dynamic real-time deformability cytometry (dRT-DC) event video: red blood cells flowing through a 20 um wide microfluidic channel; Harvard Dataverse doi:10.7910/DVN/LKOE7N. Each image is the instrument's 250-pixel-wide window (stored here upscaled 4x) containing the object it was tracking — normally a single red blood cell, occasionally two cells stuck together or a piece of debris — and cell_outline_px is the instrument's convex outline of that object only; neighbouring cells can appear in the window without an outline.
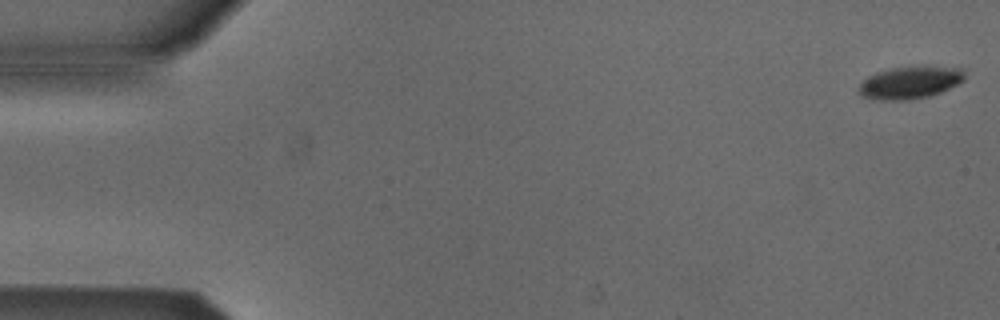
{"species": "Egyptian fruit bat (a non-hibernating species)", "species_latin": "Rousettus aegyptiacus", "temperature_condition": "cold", "stored_images_in_passage": 53, "camera_frame_rate_fps": 3000, "um_per_image_px": 0.085, "animal": {"sex": "male"}, "frame": {"image": 1, "passage_image": 1, "time_ms": 0.0, "image_size_px": [1000, 320], "cell_outline_px": [[964, 80], [940, 92], [928, 96], [908, 100], [872, 100], [864, 96], [860, 92], [860, 84], [868, 76], [876, 72], [888, 68], [960, 68], [964, 72]], "centroid_in_image_um": [77.29, 7.05], "position_along_channel_um": 7.7, "area_um2": 19.25}}
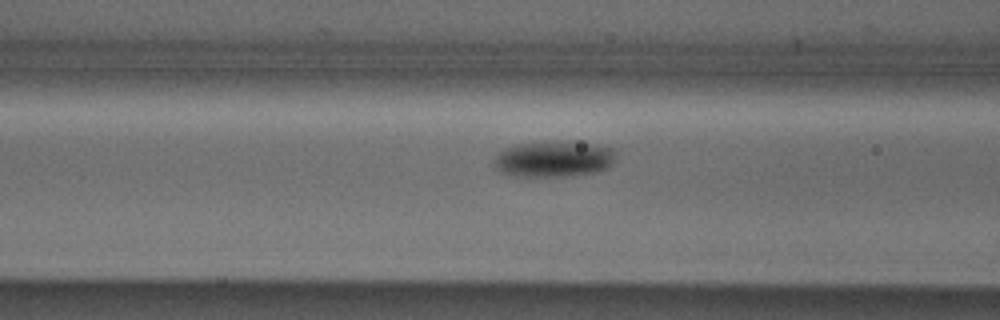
{"frame": {"image": 2, "passage_image": 21, "time_ms": 6.667, "image_size_px": [1000, 320], "cell_outline_px": [[616, 160], [608, 168], [596, 172], [572, 176], [512, 176], [500, 172], [492, 164], [496, 152], [504, 148], [516, 144], [552, 140], [560, 140], [596, 144], [612, 148], [616, 152]], "centroid_in_image_um": [47.06, 13.5], "position_along_channel_um": 119.5, "area_um2": 26.41}}
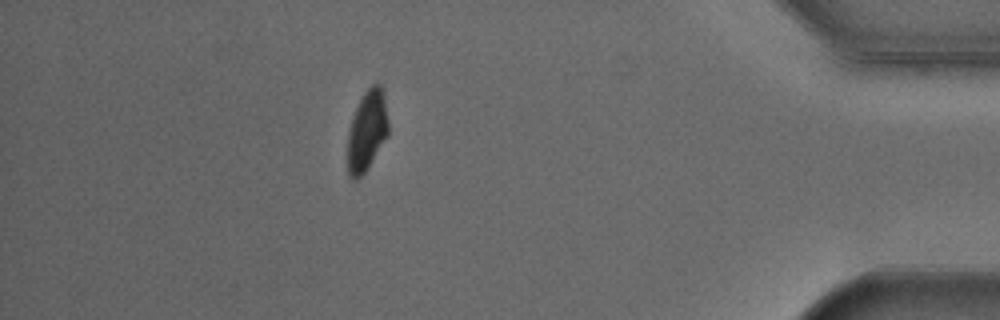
{"frame": {"image": 3, "passage_image": 47, "time_ms": 15.333, "image_size_px": [1000, 320], "cell_outline_px": [[388, 136], [368, 168], [356, 180], [352, 180], [348, 176], [348, 132], [352, 116], [364, 92], [372, 84], [380, 84], [384, 92], [388, 120]], "centroid_in_image_um": [31.2, 11.12], "position_along_channel_um": 404.0, "area_um2": 19.25}, "authors_computed_cell_mechanics": {"area_um2": 21.6172, "velocity_mm_per_s": 3.8513, "shape_relaxation_time_tau1_ms": 3.9946, "shape_relaxation_time_tau2_ms": null, "deformation_change_tau1": 0.1228, "deformation_change_tau2": null}}